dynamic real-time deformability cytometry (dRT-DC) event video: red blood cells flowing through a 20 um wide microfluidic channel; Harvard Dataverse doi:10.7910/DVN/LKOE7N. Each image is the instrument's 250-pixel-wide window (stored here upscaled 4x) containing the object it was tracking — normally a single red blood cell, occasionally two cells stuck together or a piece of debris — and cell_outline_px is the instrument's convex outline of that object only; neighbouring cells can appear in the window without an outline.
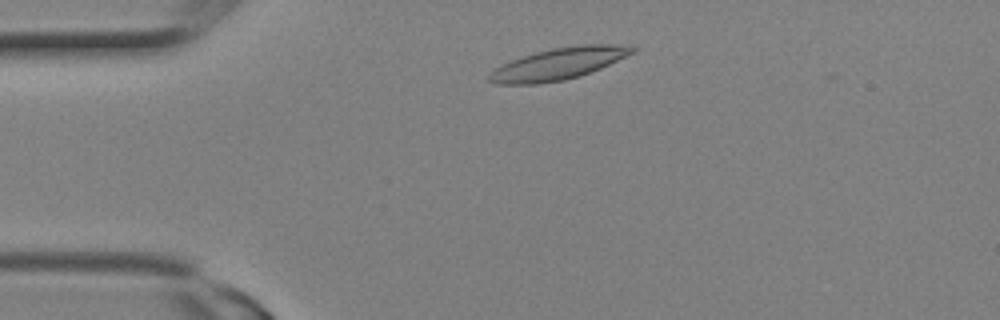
{"species": "Egyptian fruit bat (a non-hibernating species)", "species_latin": "Rousettus aegyptiacus", "temperature_condition": "room temperature", "stored_images_in_passage": 4, "camera_frame_rate_fps": 3000, "um_per_image_px": 0.085, "animal": {"sex": "female"}, "frame": {"image": 1, "passage_image": 2, "time_ms": 0.333, "image_size_px": [1000, 320], "cell_outline_px": [[636, 52], [600, 68], [580, 76], [564, 80], [536, 84], [492, 84], [484, 80], [496, 68], [512, 60], [536, 52], [552, 48], [580, 44], [620, 44], [636, 48]], "centroid_in_image_um": [47.47, 5.42], "position_along_channel_um": 37.5, "area_um2": 26.41}}